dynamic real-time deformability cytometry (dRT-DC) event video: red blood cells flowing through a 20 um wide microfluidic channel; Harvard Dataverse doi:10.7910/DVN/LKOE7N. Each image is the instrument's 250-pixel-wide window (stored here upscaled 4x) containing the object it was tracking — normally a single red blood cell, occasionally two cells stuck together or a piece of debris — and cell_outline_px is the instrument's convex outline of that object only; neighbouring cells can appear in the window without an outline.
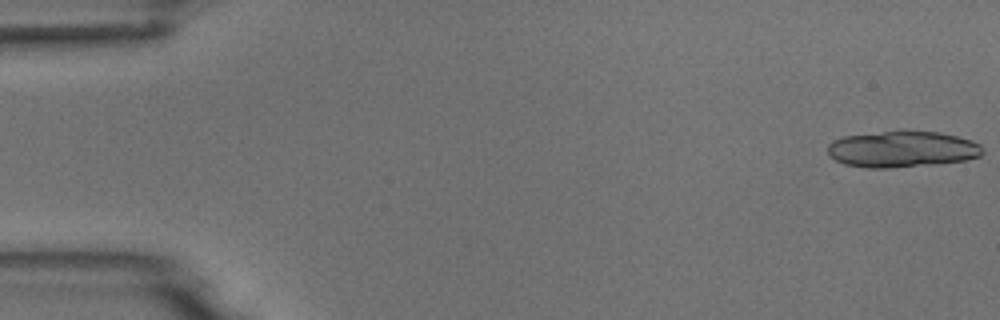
{"species": "common noctule bat (a hibernating species)", "species_latin": "Nyctalus noctula", "temperature_condition": "room temperature", "stored_images_in_passage": 5, "camera_frame_rate_fps": 3000, "um_per_image_px": 0.085, "animal": {"sex": "male", "body_mass_g": 18.8}, "frame": {"image": 1, "passage_image": 1, "time_ms": 0.0, "image_size_px": [1000, 320], "cell_outline_px": [[984, 152], [980, 156], [964, 160], [940, 164], [892, 168], [868, 168], [844, 164], [828, 156], [828, 144], [832, 140], [844, 136], [904, 128], [940, 132], [972, 140], [980, 144]], "centroid_in_image_um": [76.68, 12.65], "position_along_channel_um": 8.3, "area_um2": 33.76}}